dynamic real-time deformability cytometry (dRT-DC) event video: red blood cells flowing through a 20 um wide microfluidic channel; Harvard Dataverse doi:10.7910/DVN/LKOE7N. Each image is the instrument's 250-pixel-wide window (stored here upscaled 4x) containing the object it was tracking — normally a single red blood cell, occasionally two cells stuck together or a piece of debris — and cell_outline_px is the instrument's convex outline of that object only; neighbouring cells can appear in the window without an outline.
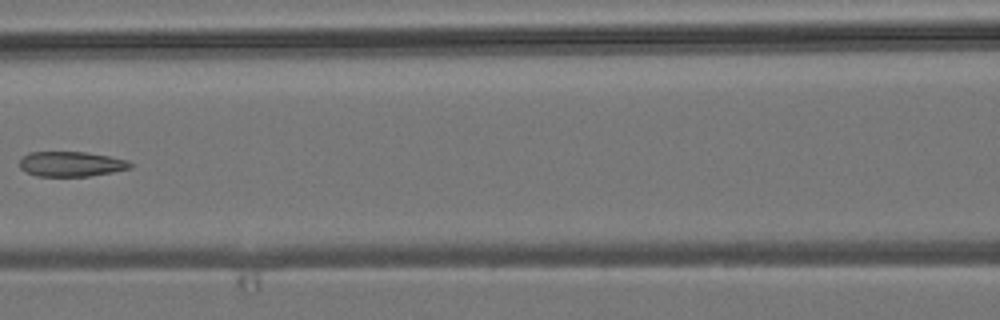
{"species": "common noctule bat (a hibernating species)", "species_latin": "Nyctalus noctula", "temperature_condition": "room temperature", "stored_images_in_passage": 7, "camera_frame_rate_fps": 3000, "um_per_image_px": 0.085, "animal": {"sex": "male", "body_mass_g": 19.2, "forearm_length_mm": 51.8}, "frame": {"image": 1, "passage_image": 6, "time_ms": 6.0, "image_size_px": [1000, 320], "cell_outline_px": [[132, 168], [112, 172], [88, 176], [36, 176], [24, 172], [20, 168], [20, 156], [28, 152], [84, 152], [108, 156], [128, 160], [132, 164]], "centroid_in_image_um": [6.0, 13.94], "position_along_channel_um": 160.6, "area_um2": 16.24}}
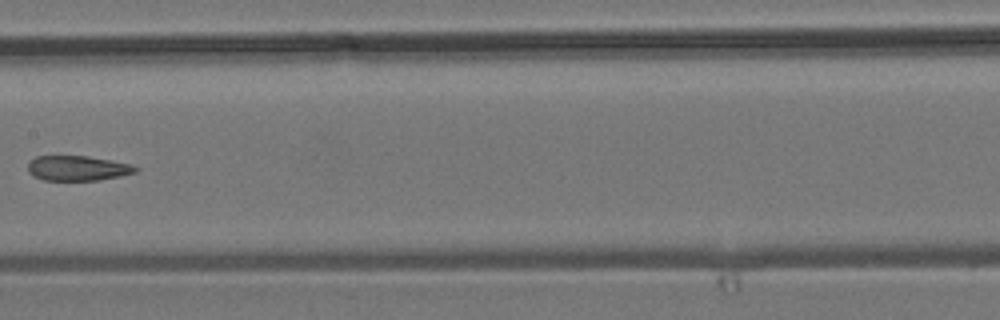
{"frame": {"image": 2, "passage_image": 7, "time_ms": 7.0, "image_size_px": [1000, 320], "cell_outline_px": [[140, 168], [136, 172], [120, 176], [100, 180], [44, 180], [28, 172], [28, 164], [36, 156], [88, 156], [112, 160], [132, 164]], "centroid_in_image_um": [6.65, 14.29], "position_along_channel_um": 200.8, "area_um2": 15.66}}